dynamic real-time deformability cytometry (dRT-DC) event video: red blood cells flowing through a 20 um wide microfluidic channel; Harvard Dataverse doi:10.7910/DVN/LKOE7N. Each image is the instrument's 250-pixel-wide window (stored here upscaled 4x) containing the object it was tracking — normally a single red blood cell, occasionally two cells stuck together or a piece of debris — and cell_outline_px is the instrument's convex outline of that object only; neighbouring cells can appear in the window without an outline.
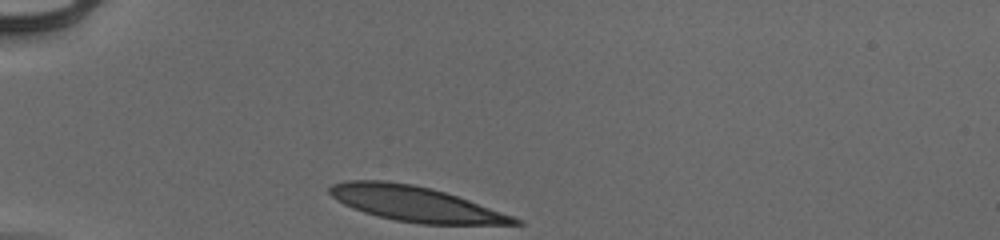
{"species": "human", "species_latin": "Homo sapiens", "temperature_condition": "cold", "stored_images_in_passage": 30, "camera_frame_rate_fps": 3000, "um_per_image_px": 0.085, "donor": {"sex": "male"}, "frame": {"image": 1, "passage_image": 1, "time_ms": 0.0, "image_size_px": [1000, 240], "cell_outline_px": [[524, 224], [420, 224], [396, 220], [364, 212], [352, 208], [336, 200], [328, 192], [328, 188], [332, 184], [348, 180], [388, 180], [412, 184], [432, 188], [468, 200], [524, 220]], "centroid_in_image_um": [35.28, 17.32], "position_along_channel_um": 49.7, "area_um2": 37.57}}
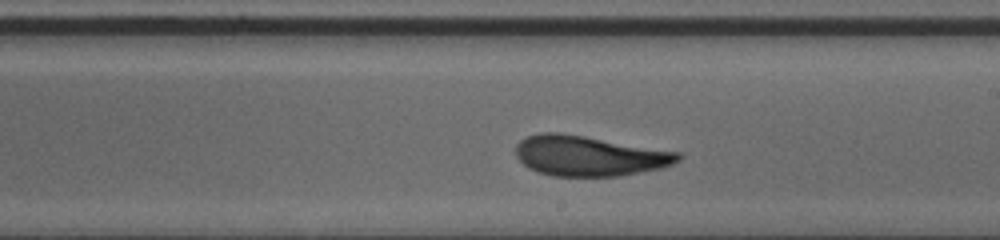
{"frame": {"image": 2, "passage_image": 18, "time_ms": 5.667, "image_size_px": [1000, 240], "cell_outline_px": [[684, 156], [680, 160], [672, 164], [660, 168], [620, 176], [552, 176], [536, 172], [528, 168], [516, 156], [516, 144], [520, 140], [528, 136], [544, 132], [560, 132], [680, 152]], "centroid_in_image_um": [50.07, 13.25], "position_along_channel_um": 238.9, "area_um2": 38.09}}
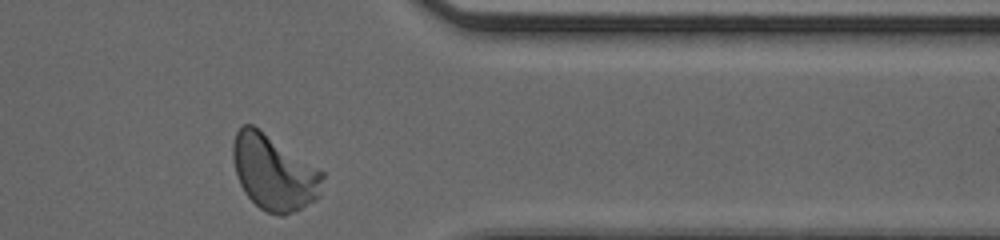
{"frame": {"image": 3, "passage_image": 30, "time_ms": 9.667, "image_size_px": [1000, 240], "cell_outline_px": [[324, 176], [320, 196], [316, 200], [284, 216], [280, 216], [268, 212], [260, 208], [244, 192], [240, 184], [236, 172], [232, 156], [232, 144], [236, 132], [244, 124], [252, 124], [324, 172]], "centroid_in_image_um": [23.28, 14.67], "position_along_channel_um": 388.1, "area_um2": 39.02}, "authors_computed_cell_mechanics": {"area_um2": 38.0902, "velocity_mm_per_s": 3.8985, "shape_relaxation_time_tau1_ms": 6.1493, "shape_relaxation_time_tau2_ms": 1.264, "deformation_change_tau1": 0.19, "deformation_change_tau2": 0.0732}}